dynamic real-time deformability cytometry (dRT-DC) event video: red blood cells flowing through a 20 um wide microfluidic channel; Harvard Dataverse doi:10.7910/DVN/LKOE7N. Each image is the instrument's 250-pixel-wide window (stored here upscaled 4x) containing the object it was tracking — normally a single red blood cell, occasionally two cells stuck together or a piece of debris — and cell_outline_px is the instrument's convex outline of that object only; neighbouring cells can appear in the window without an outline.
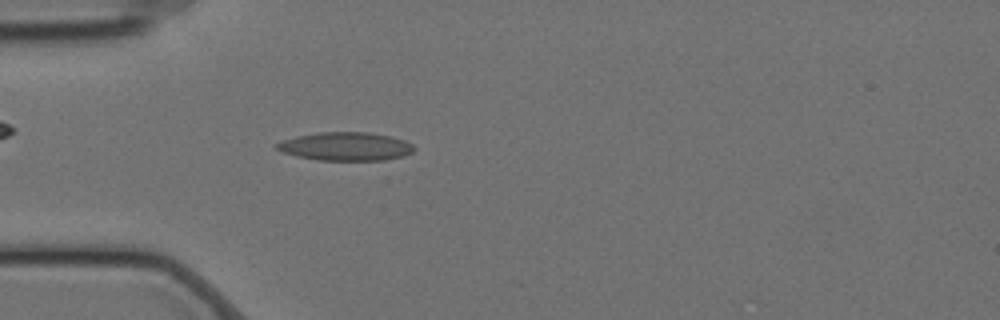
{"species": "Egyptian fruit bat (a non-hibernating species)", "species_latin": "Rousettus aegyptiacus", "temperature_condition": "cold", "stored_images_in_passage": 37, "camera_frame_rate_fps": 3000, "um_per_image_px": 0.085, "animal": {"sex": "female"}, "frame": {"image": 1, "passage_image": 7, "time_ms": 2.0, "image_size_px": [1000, 320], "cell_outline_px": [[416, 148], [412, 152], [404, 156], [384, 160], [316, 160], [296, 156], [284, 152], [276, 148], [272, 144], [296, 136], [320, 132], [368, 132], [392, 136], [404, 140], [412, 144]], "centroid_in_image_um": [29.39, 12.44], "position_along_channel_um": 55.6, "area_um2": 22.83}}
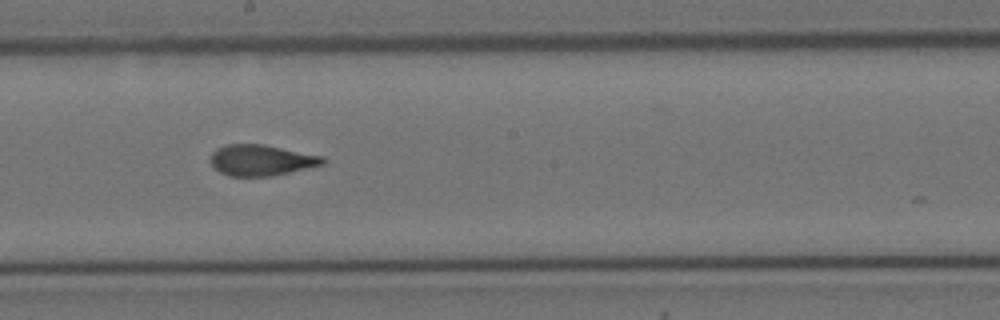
{"frame": {"image": 2, "passage_image": 22, "time_ms": 7.0, "image_size_px": [1000, 320], "cell_outline_px": [[324, 164], [272, 176], [228, 176], [220, 172], [212, 164], [212, 152], [216, 148], [224, 144], [264, 144], [324, 156]], "centroid_in_image_um": [22.21, 13.6], "position_along_channel_um": 226.0, "area_um2": 20.17}}
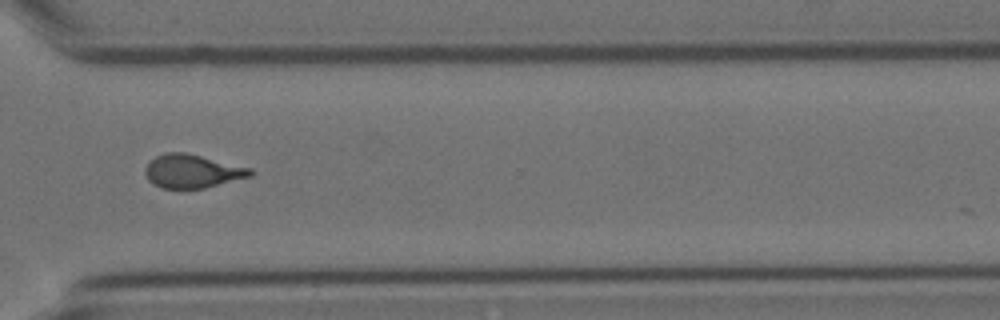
{"frame": {"image": 3, "passage_image": 33, "time_ms": 10.667, "image_size_px": [1000, 320], "cell_outline_px": [[256, 172], [252, 176], [204, 188], [160, 188], [152, 184], [148, 180], [144, 172], [144, 168], [156, 156], [168, 152], [184, 152], [252, 168]], "centroid_in_image_um": [16.35, 14.56], "position_along_channel_um": 354.2, "area_um2": 20.52}}